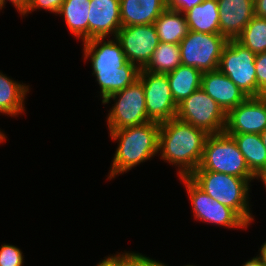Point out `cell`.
I'll return each mask as SVG.
<instances>
[{"instance_id": "cell-1", "label": "cell", "mask_w": 266, "mask_h": 266, "mask_svg": "<svg viewBox=\"0 0 266 266\" xmlns=\"http://www.w3.org/2000/svg\"><path fill=\"white\" fill-rule=\"evenodd\" d=\"M81 45L85 63L91 60L92 76L99 85L102 102L138 79L140 69L128 62L115 37L92 38Z\"/></svg>"}, {"instance_id": "cell-2", "label": "cell", "mask_w": 266, "mask_h": 266, "mask_svg": "<svg viewBox=\"0 0 266 266\" xmlns=\"http://www.w3.org/2000/svg\"><path fill=\"white\" fill-rule=\"evenodd\" d=\"M209 134L198 127L172 118L160 123L158 156L177 168V177H189L202 160Z\"/></svg>"}, {"instance_id": "cell-3", "label": "cell", "mask_w": 266, "mask_h": 266, "mask_svg": "<svg viewBox=\"0 0 266 266\" xmlns=\"http://www.w3.org/2000/svg\"><path fill=\"white\" fill-rule=\"evenodd\" d=\"M160 124H145L111 130L109 136L117 143L107 180H114L132 168L152 160L158 154ZM152 158V159H151Z\"/></svg>"}, {"instance_id": "cell-4", "label": "cell", "mask_w": 266, "mask_h": 266, "mask_svg": "<svg viewBox=\"0 0 266 266\" xmlns=\"http://www.w3.org/2000/svg\"><path fill=\"white\" fill-rule=\"evenodd\" d=\"M189 178L212 199L233 209L249 226L255 220L250 187L257 178H240L213 171H194Z\"/></svg>"}, {"instance_id": "cell-5", "label": "cell", "mask_w": 266, "mask_h": 266, "mask_svg": "<svg viewBox=\"0 0 266 266\" xmlns=\"http://www.w3.org/2000/svg\"><path fill=\"white\" fill-rule=\"evenodd\" d=\"M195 171H213L240 178H257L248 168L234 138L225 132L210 134L200 166Z\"/></svg>"}, {"instance_id": "cell-6", "label": "cell", "mask_w": 266, "mask_h": 266, "mask_svg": "<svg viewBox=\"0 0 266 266\" xmlns=\"http://www.w3.org/2000/svg\"><path fill=\"white\" fill-rule=\"evenodd\" d=\"M114 101L106 116L108 132L149 122L143 84L138 78L123 90L107 97L102 105Z\"/></svg>"}, {"instance_id": "cell-7", "label": "cell", "mask_w": 266, "mask_h": 266, "mask_svg": "<svg viewBox=\"0 0 266 266\" xmlns=\"http://www.w3.org/2000/svg\"><path fill=\"white\" fill-rule=\"evenodd\" d=\"M184 184L194 219L228 229L247 230L249 225L231 208L212 199L189 177H179Z\"/></svg>"}, {"instance_id": "cell-8", "label": "cell", "mask_w": 266, "mask_h": 266, "mask_svg": "<svg viewBox=\"0 0 266 266\" xmlns=\"http://www.w3.org/2000/svg\"><path fill=\"white\" fill-rule=\"evenodd\" d=\"M250 49L236 40L223 47L218 70L225 74L247 97H257L255 58Z\"/></svg>"}, {"instance_id": "cell-9", "label": "cell", "mask_w": 266, "mask_h": 266, "mask_svg": "<svg viewBox=\"0 0 266 266\" xmlns=\"http://www.w3.org/2000/svg\"><path fill=\"white\" fill-rule=\"evenodd\" d=\"M176 118L209 135L224 132L226 125V113L202 88L178 104Z\"/></svg>"}, {"instance_id": "cell-10", "label": "cell", "mask_w": 266, "mask_h": 266, "mask_svg": "<svg viewBox=\"0 0 266 266\" xmlns=\"http://www.w3.org/2000/svg\"><path fill=\"white\" fill-rule=\"evenodd\" d=\"M227 41L221 34L189 30L187 36L179 43L182 65L192 66L202 73L217 70Z\"/></svg>"}, {"instance_id": "cell-11", "label": "cell", "mask_w": 266, "mask_h": 266, "mask_svg": "<svg viewBox=\"0 0 266 266\" xmlns=\"http://www.w3.org/2000/svg\"><path fill=\"white\" fill-rule=\"evenodd\" d=\"M138 78L143 84L148 119L160 124L176 118L178 105L173 99L167 75L140 69Z\"/></svg>"}, {"instance_id": "cell-12", "label": "cell", "mask_w": 266, "mask_h": 266, "mask_svg": "<svg viewBox=\"0 0 266 266\" xmlns=\"http://www.w3.org/2000/svg\"><path fill=\"white\" fill-rule=\"evenodd\" d=\"M128 60L139 69L150 61L160 41L154 24L122 26L115 37Z\"/></svg>"}, {"instance_id": "cell-13", "label": "cell", "mask_w": 266, "mask_h": 266, "mask_svg": "<svg viewBox=\"0 0 266 266\" xmlns=\"http://www.w3.org/2000/svg\"><path fill=\"white\" fill-rule=\"evenodd\" d=\"M266 129V98L247 97L226 114V134H261Z\"/></svg>"}, {"instance_id": "cell-14", "label": "cell", "mask_w": 266, "mask_h": 266, "mask_svg": "<svg viewBox=\"0 0 266 266\" xmlns=\"http://www.w3.org/2000/svg\"><path fill=\"white\" fill-rule=\"evenodd\" d=\"M121 27L120 0H90L88 40L116 37Z\"/></svg>"}, {"instance_id": "cell-15", "label": "cell", "mask_w": 266, "mask_h": 266, "mask_svg": "<svg viewBox=\"0 0 266 266\" xmlns=\"http://www.w3.org/2000/svg\"><path fill=\"white\" fill-rule=\"evenodd\" d=\"M220 34L235 40L255 15L254 0H217Z\"/></svg>"}, {"instance_id": "cell-16", "label": "cell", "mask_w": 266, "mask_h": 266, "mask_svg": "<svg viewBox=\"0 0 266 266\" xmlns=\"http://www.w3.org/2000/svg\"><path fill=\"white\" fill-rule=\"evenodd\" d=\"M201 88L226 114L247 98L239 87L218 69L202 74Z\"/></svg>"}, {"instance_id": "cell-17", "label": "cell", "mask_w": 266, "mask_h": 266, "mask_svg": "<svg viewBox=\"0 0 266 266\" xmlns=\"http://www.w3.org/2000/svg\"><path fill=\"white\" fill-rule=\"evenodd\" d=\"M167 9V0H120L121 25L153 24Z\"/></svg>"}, {"instance_id": "cell-18", "label": "cell", "mask_w": 266, "mask_h": 266, "mask_svg": "<svg viewBox=\"0 0 266 266\" xmlns=\"http://www.w3.org/2000/svg\"><path fill=\"white\" fill-rule=\"evenodd\" d=\"M18 82L0 70V115L19 117L25 113V100L31 87Z\"/></svg>"}, {"instance_id": "cell-19", "label": "cell", "mask_w": 266, "mask_h": 266, "mask_svg": "<svg viewBox=\"0 0 266 266\" xmlns=\"http://www.w3.org/2000/svg\"><path fill=\"white\" fill-rule=\"evenodd\" d=\"M236 141L250 171L256 176L266 174V147L260 134H228Z\"/></svg>"}, {"instance_id": "cell-20", "label": "cell", "mask_w": 266, "mask_h": 266, "mask_svg": "<svg viewBox=\"0 0 266 266\" xmlns=\"http://www.w3.org/2000/svg\"><path fill=\"white\" fill-rule=\"evenodd\" d=\"M90 0H65L57 16L63 17L67 29L74 38L88 40V17Z\"/></svg>"}, {"instance_id": "cell-21", "label": "cell", "mask_w": 266, "mask_h": 266, "mask_svg": "<svg viewBox=\"0 0 266 266\" xmlns=\"http://www.w3.org/2000/svg\"><path fill=\"white\" fill-rule=\"evenodd\" d=\"M217 0H204L185 13L188 29L200 33L220 34Z\"/></svg>"}, {"instance_id": "cell-22", "label": "cell", "mask_w": 266, "mask_h": 266, "mask_svg": "<svg viewBox=\"0 0 266 266\" xmlns=\"http://www.w3.org/2000/svg\"><path fill=\"white\" fill-rule=\"evenodd\" d=\"M202 72L192 66L179 65L166 73L174 101L178 105L201 88Z\"/></svg>"}, {"instance_id": "cell-23", "label": "cell", "mask_w": 266, "mask_h": 266, "mask_svg": "<svg viewBox=\"0 0 266 266\" xmlns=\"http://www.w3.org/2000/svg\"><path fill=\"white\" fill-rule=\"evenodd\" d=\"M153 24L163 43L179 44L189 31L185 14L169 9L164 10Z\"/></svg>"}, {"instance_id": "cell-24", "label": "cell", "mask_w": 266, "mask_h": 266, "mask_svg": "<svg viewBox=\"0 0 266 266\" xmlns=\"http://www.w3.org/2000/svg\"><path fill=\"white\" fill-rule=\"evenodd\" d=\"M179 65H182L180 45L160 42L143 70L151 73L166 74L176 69Z\"/></svg>"}, {"instance_id": "cell-25", "label": "cell", "mask_w": 266, "mask_h": 266, "mask_svg": "<svg viewBox=\"0 0 266 266\" xmlns=\"http://www.w3.org/2000/svg\"><path fill=\"white\" fill-rule=\"evenodd\" d=\"M235 40L255 54L266 52V18L254 15Z\"/></svg>"}, {"instance_id": "cell-26", "label": "cell", "mask_w": 266, "mask_h": 266, "mask_svg": "<svg viewBox=\"0 0 266 266\" xmlns=\"http://www.w3.org/2000/svg\"><path fill=\"white\" fill-rule=\"evenodd\" d=\"M24 262V255L19 247L9 243L0 246V266H24Z\"/></svg>"}, {"instance_id": "cell-27", "label": "cell", "mask_w": 266, "mask_h": 266, "mask_svg": "<svg viewBox=\"0 0 266 266\" xmlns=\"http://www.w3.org/2000/svg\"><path fill=\"white\" fill-rule=\"evenodd\" d=\"M65 0H28L25 11L20 15L21 17H27L28 14L39 10L48 11L51 14L57 15L61 6Z\"/></svg>"}, {"instance_id": "cell-28", "label": "cell", "mask_w": 266, "mask_h": 266, "mask_svg": "<svg viewBox=\"0 0 266 266\" xmlns=\"http://www.w3.org/2000/svg\"><path fill=\"white\" fill-rule=\"evenodd\" d=\"M257 97L266 93V52L258 53L255 58Z\"/></svg>"}, {"instance_id": "cell-29", "label": "cell", "mask_w": 266, "mask_h": 266, "mask_svg": "<svg viewBox=\"0 0 266 266\" xmlns=\"http://www.w3.org/2000/svg\"><path fill=\"white\" fill-rule=\"evenodd\" d=\"M126 266H163V262L139 252L126 251Z\"/></svg>"}, {"instance_id": "cell-30", "label": "cell", "mask_w": 266, "mask_h": 266, "mask_svg": "<svg viewBox=\"0 0 266 266\" xmlns=\"http://www.w3.org/2000/svg\"><path fill=\"white\" fill-rule=\"evenodd\" d=\"M204 0H167V9L185 14Z\"/></svg>"}, {"instance_id": "cell-31", "label": "cell", "mask_w": 266, "mask_h": 266, "mask_svg": "<svg viewBox=\"0 0 266 266\" xmlns=\"http://www.w3.org/2000/svg\"><path fill=\"white\" fill-rule=\"evenodd\" d=\"M95 266H126V251L103 257Z\"/></svg>"}, {"instance_id": "cell-32", "label": "cell", "mask_w": 266, "mask_h": 266, "mask_svg": "<svg viewBox=\"0 0 266 266\" xmlns=\"http://www.w3.org/2000/svg\"><path fill=\"white\" fill-rule=\"evenodd\" d=\"M12 3L13 7L17 9L18 14H22L26 9V4L28 0H0V11L6 6L7 2Z\"/></svg>"}, {"instance_id": "cell-33", "label": "cell", "mask_w": 266, "mask_h": 266, "mask_svg": "<svg viewBox=\"0 0 266 266\" xmlns=\"http://www.w3.org/2000/svg\"><path fill=\"white\" fill-rule=\"evenodd\" d=\"M255 16L266 18V0H254Z\"/></svg>"}, {"instance_id": "cell-34", "label": "cell", "mask_w": 266, "mask_h": 266, "mask_svg": "<svg viewBox=\"0 0 266 266\" xmlns=\"http://www.w3.org/2000/svg\"><path fill=\"white\" fill-rule=\"evenodd\" d=\"M241 266H265L262 261L256 256L245 261Z\"/></svg>"}, {"instance_id": "cell-35", "label": "cell", "mask_w": 266, "mask_h": 266, "mask_svg": "<svg viewBox=\"0 0 266 266\" xmlns=\"http://www.w3.org/2000/svg\"><path fill=\"white\" fill-rule=\"evenodd\" d=\"M259 254L256 256L262 261V263L266 266V241L260 246L258 250Z\"/></svg>"}, {"instance_id": "cell-36", "label": "cell", "mask_w": 266, "mask_h": 266, "mask_svg": "<svg viewBox=\"0 0 266 266\" xmlns=\"http://www.w3.org/2000/svg\"><path fill=\"white\" fill-rule=\"evenodd\" d=\"M256 180H258V182H262V184L264 185L263 187L266 188V174L265 175L258 176Z\"/></svg>"}, {"instance_id": "cell-37", "label": "cell", "mask_w": 266, "mask_h": 266, "mask_svg": "<svg viewBox=\"0 0 266 266\" xmlns=\"http://www.w3.org/2000/svg\"><path fill=\"white\" fill-rule=\"evenodd\" d=\"M6 141H7V136L5 135L4 131H1V128H0V143L2 144L3 142H6Z\"/></svg>"}, {"instance_id": "cell-38", "label": "cell", "mask_w": 266, "mask_h": 266, "mask_svg": "<svg viewBox=\"0 0 266 266\" xmlns=\"http://www.w3.org/2000/svg\"><path fill=\"white\" fill-rule=\"evenodd\" d=\"M264 146L266 147V129L260 134Z\"/></svg>"}, {"instance_id": "cell-39", "label": "cell", "mask_w": 266, "mask_h": 266, "mask_svg": "<svg viewBox=\"0 0 266 266\" xmlns=\"http://www.w3.org/2000/svg\"><path fill=\"white\" fill-rule=\"evenodd\" d=\"M163 266H168V264L163 263ZM183 266H196V265L187 264V265H183Z\"/></svg>"}]
</instances>
